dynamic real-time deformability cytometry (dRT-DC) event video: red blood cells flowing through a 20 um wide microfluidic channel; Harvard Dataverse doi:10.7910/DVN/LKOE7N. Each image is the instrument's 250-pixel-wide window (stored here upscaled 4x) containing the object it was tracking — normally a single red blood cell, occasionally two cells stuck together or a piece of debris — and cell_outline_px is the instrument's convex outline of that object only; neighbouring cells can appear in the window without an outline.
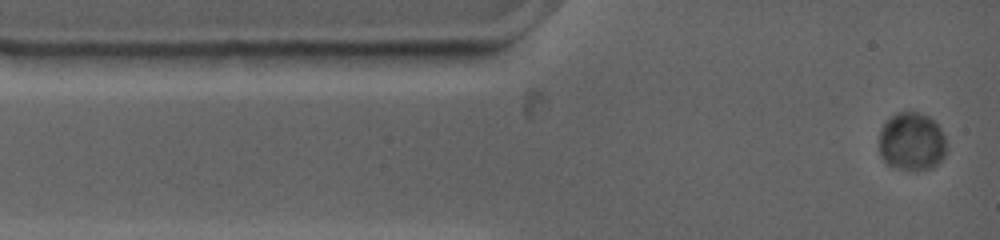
{"species": "common noctule bat (a hibernating species)", "species_latin": "Nyctalus noctula", "temperature_condition": "warm", "stored_images_in_passage": 46, "camera_frame_rate_fps": 4500, "um_per_image_px": 0.085, "animal": {"sex": "female", "body_mass_g": 19.0, "forearm_length_mm": 53.3}, "frame": {"image": 1, "passage_image": 1, "time_ms": 0.0, "image_size_px": [1000, 240], "cell_outline_px": [[944, 156], [932, 168], [916, 172], [900, 168], [888, 164], [884, 160], [880, 152], [880, 132], [884, 124], [896, 112], [916, 112], [928, 116], [940, 128], [944, 136]], "centroid_in_image_um": [77.49, 12.05], "position_along_channel_um": 7.5, "area_um2": 22.54}}
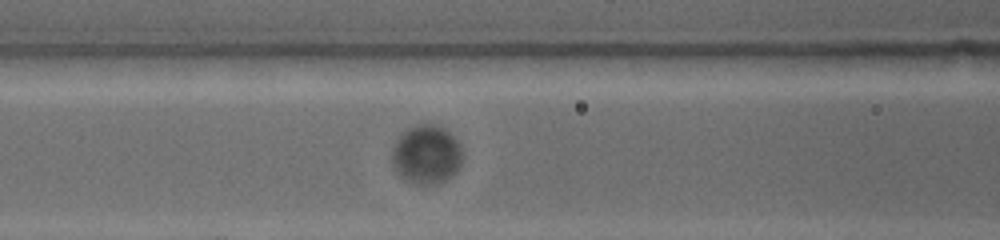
{"frame": {"image": 2, "passage_image": 13, "time_ms": 5.111, "image_size_px": [1000, 240], "cell_outline_px": [[460, 164], [444, 180], [428, 184], [416, 184], [404, 180], [396, 172], [392, 164], [392, 152], [396, 140], [408, 128], [416, 124], [432, 124], [444, 128], [460, 144]], "centroid_in_image_um": [36.18, 13.12], "position_along_channel_um": 130.4, "area_um2": 23.58}}
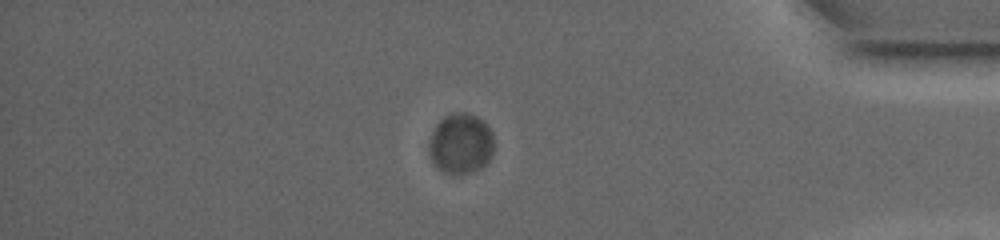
{"frame": {"image": 3, "passage_image": 31, "time_ms": 14.0, "image_size_px": [1000, 240], "cell_outline_px": [[492, 156], [480, 168], [468, 172], [444, 172], [432, 160], [428, 152], [428, 144], [432, 132], [436, 124], [444, 116], [456, 112], [464, 112], [476, 116], [484, 120], [488, 124], [492, 132]], "centroid_in_image_um": [39.16, 12.15], "position_along_channel_um": 396.0, "area_um2": 22.6}, "authors_computed_cell_mechanics": {"area_um2": 23.0622, "velocity_mm_per_s": 3.3128, "shape_relaxation_time_tau1_ms": 0.2395, "shape_relaxation_time_tau2_ms": null, "deformation_change_tau1": 0.0094, "deformation_change_tau2": null}}